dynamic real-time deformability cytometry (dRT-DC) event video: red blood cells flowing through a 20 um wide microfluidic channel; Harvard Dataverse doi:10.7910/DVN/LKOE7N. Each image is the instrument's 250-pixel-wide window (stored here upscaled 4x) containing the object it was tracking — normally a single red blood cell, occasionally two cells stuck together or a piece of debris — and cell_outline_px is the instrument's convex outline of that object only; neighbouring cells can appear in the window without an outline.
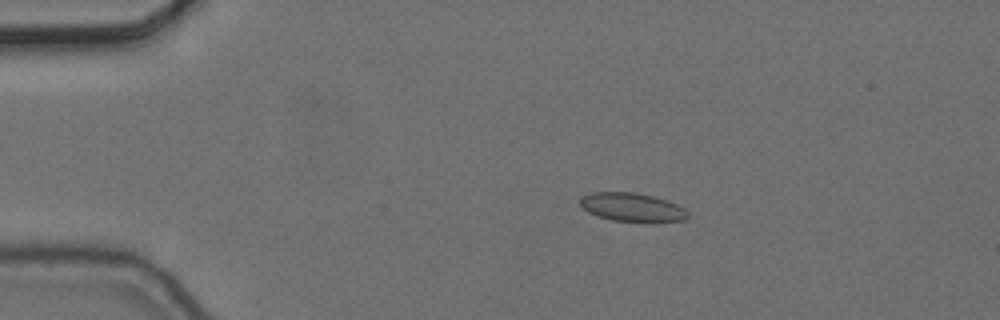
{"species": "common noctule bat (a hibernating species)", "species_latin": "Nyctalus noctula", "temperature_condition": "cold", "stored_images_in_passage": 8, "camera_frame_rate_fps": 3000, "um_per_image_px": 0.085, "animal": {"sex": "female", "body_mass_g": 24.6, "forearm_length_mm": 56.2}, "frame": {"image": 1, "passage_image": 3, "time_ms": 0.667, "image_size_px": [1000, 320], "cell_outline_px": [[688, 216], [684, 220], [652, 224], [612, 220], [588, 212], [580, 204], [580, 200], [584, 196], [592, 192], [632, 192], [652, 196], [668, 200], [684, 208], [688, 212]], "centroid_in_image_um": [53.8, 17.65], "position_along_channel_um": 31.2, "area_um2": 18.26}}
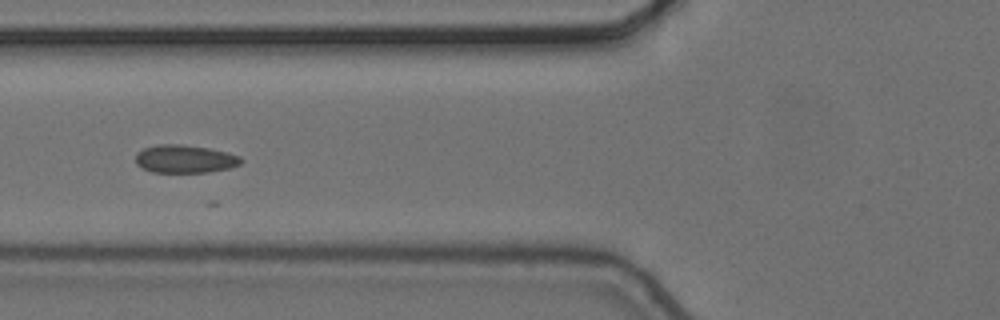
{"frame": {"image": 2, "passage_image": 6, "time_ms": 1.667, "image_size_px": [1000, 320], "cell_outline_px": [[244, 160], [240, 164], [228, 168], [208, 172], [152, 172], [136, 164], [136, 152], [144, 148], [160, 144], [180, 144], [208, 148], [240, 156]], "centroid_in_image_um": [15.7, 13.51], "position_along_channel_um": 110.1, "area_um2": 17.05}}
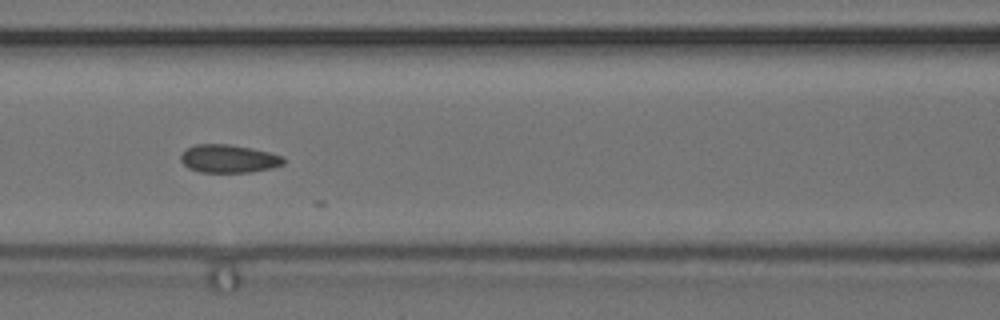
{"frame": {"image": 3, "passage_image": 7, "time_ms": 2.0, "image_size_px": [1000, 320], "cell_outline_px": [[284, 164], [272, 168], [252, 172], [200, 172], [188, 168], [180, 160], [180, 156], [188, 148], [196, 144], [228, 144], [252, 148], [284, 156]], "centroid_in_image_um": [19.45, 13.49], "position_along_channel_um": 147.1, "area_um2": 16.82}}